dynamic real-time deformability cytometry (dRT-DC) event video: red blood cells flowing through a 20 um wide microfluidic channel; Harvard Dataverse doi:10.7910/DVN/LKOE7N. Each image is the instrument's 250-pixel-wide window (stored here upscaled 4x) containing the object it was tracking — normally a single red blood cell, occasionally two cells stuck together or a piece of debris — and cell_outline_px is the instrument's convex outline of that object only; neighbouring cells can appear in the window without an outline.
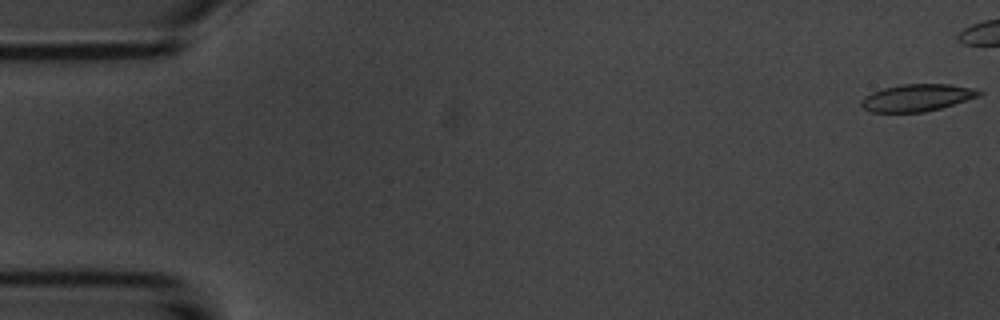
{"species": "common noctule bat (a hibernating species)", "species_latin": "Nyctalus noctula", "temperature_condition": "room temperature", "stored_images_in_passage": 15, "camera_frame_rate_fps": 3000, "um_per_image_px": 0.085, "animal": {"sex": "male", "body_mass_g": 20.1, "forearm_length_mm": 53.5}, "frame": {"image": 1, "passage_image": 1, "time_ms": 0.0, "image_size_px": [1000, 320], "cell_outline_px": [[984, 92], [980, 96], [940, 108], [924, 112], [872, 112], [864, 108], [860, 104], [860, 100], [864, 96], [872, 92], [884, 88], [904, 84], [948, 84], [976, 88]], "centroid_in_image_um": [77.96, 8.3], "position_along_channel_um": 7.0, "area_um2": 18.61}}